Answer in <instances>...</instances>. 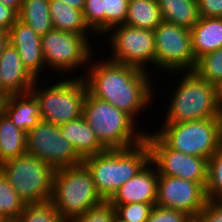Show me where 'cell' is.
Returning <instances> with one entry per match:
<instances>
[{"label":"cell","instance_id":"6da1fadb","mask_svg":"<svg viewBox=\"0 0 222 222\" xmlns=\"http://www.w3.org/2000/svg\"><path fill=\"white\" fill-rule=\"evenodd\" d=\"M89 65H91L87 67L89 71L80 77L84 79L91 96L111 103L117 109L125 111L135 121L139 111L151 104L155 92L148 71L109 59Z\"/></svg>","mask_w":222,"mask_h":222},{"label":"cell","instance_id":"7a4b0ae2","mask_svg":"<svg viewBox=\"0 0 222 222\" xmlns=\"http://www.w3.org/2000/svg\"><path fill=\"white\" fill-rule=\"evenodd\" d=\"M150 161V148L141 143L124 149H106L83 159L92 174L97 193L108 201L114 193L133 178Z\"/></svg>","mask_w":222,"mask_h":222},{"label":"cell","instance_id":"3957f363","mask_svg":"<svg viewBox=\"0 0 222 222\" xmlns=\"http://www.w3.org/2000/svg\"><path fill=\"white\" fill-rule=\"evenodd\" d=\"M83 116L106 149L129 148L145 140L146 133L137 130L136 121L129 114L88 92Z\"/></svg>","mask_w":222,"mask_h":222},{"label":"cell","instance_id":"277c9868","mask_svg":"<svg viewBox=\"0 0 222 222\" xmlns=\"http://www.w3.org/2000/svg\"><path fill=\"white\" fill-rule=\"evenodd\" d=\"M182 77L178 86H174V96H170V106L167 108L164 123L222 117L216 102V86L199 77L194 71L187 70Z\"/></svg>","mask_w":222,"mask_h":222},{"label":"cell","instance_id":"5b68a950","mask_svg":"<svg viewBox=\"0 0 222 222\" xmlns=\"http://www.w3.org/2000/svg\"><path fill=\"white\" fill-rule=\"evenodd\" d=\"M51 200L65 222H70L104 201L97 193L92 174L84 164L55 171Z\"/></svg>","mask_w":222,"mask_h":222},{"label":"cell","instance_id":"8992f818","mask_svg":"<svg viewBox=\"0 0 222 222\" xmlns=\"http://www.w3.org/2000/svg\"><path fill=\"white\" fill-rule=\"evenodd\" d=\"M163 125L155 133L171 149L184 154L209 160L222 146V117Z\"/></svg>","mask_w":222,"mask_h":222},{"label":"cell","instance_id":"52a82bcc","mask_svg":"<svg viewBox=\"0 0 222 222\" xmlns=\"http://www.w3.org/2000/svg\"><path fill=\"white\" fill-rule=\"evenodd\" d=\"M0 171L25 204L52 198L56 170L45 161L25 153L3 162Z\"/></svg>","mask_w":222,"mask_h":222},{"label":"cell","instance_id":"ba28073f","mask_svg":"<svg viewBox=\"0 0 222 222\" xmlns=\"http://www.w3.org/2000/svg\"><path fill=\"white\" fill-rule=\"evenodd\" d=\"M34 82L30 92L39 102L42 120L61 125L83 116V105L87 87L82 77L61 80L53 85L36 86ZM41 88H44L43 90Z\"/></svg>","mask_w":222,"mask_h":222},{"label":"cell","instance_id":"9c48e42d","mask_svg":"<svg viewBox=\"0 0 222 222\" xmlns=\"http://www.w3.org/2000/svg\"><path fill=\"white\" fill-rule=\"evenodd\" d=\"M26 148L28 154L55 170L83 164V158L73 144L62 136L59 125L43 120L26 133Z\"/></svg>","mask_w":222,"mask_h":222},{"label":"cell","instance_id":"30bf717a","mask_svg":"<svg viewBox=\"0 0 222 222\" xmlns=\"http://www.w3.org/2000/svg\"><path fill=\"white\" fill-rule=\"evenodd\" d=\"M89 42L88 35L53 28L41 36V47L46 67L48 65L51 70L55 69L63 71V73L64 71L70 73L76 68L86 67L85 64H89L90 59L94 56Z\"/></svg>","mask_w":222,"mask_h":222},{"label":"cell","instance_id":"8fae6325","mask_svg":"<svg viewBox=\"0 0 222 222\" xmlns=\"http://www.w3.org/2000/svg\"><path fill=\"white\" fill-rule=\"evenodd\" d=\"M153 31L155 67L171 71V74L194 70L197 60L192 51L190 29L163 21Z\"/></svg>","mask_w":222,"mask_h":222},{"label":"cell","instance_id":"7c38bea8","mask_svg":"<svg viewBox=\"0 0 222 222\" xmlns=\"http://www.w3.org/2000/svg\"><path fill=\"white\" fill-rule=\"evenodd\" d=\"M150 148V161L157 168L159 175L178 177L200 183L204 188L207 184L208 160L184 154L171 149L156 133L145 134Z\"/></svg>","mask_w":222,"mask_h":222},{"label":"cell","instance_id":"4fadbf2b","mask_svg":"<svg viewBox=\"0 0 222 222\" xmlns=\"http://www.w3.org/2000/svg\"><path fill=\"white\" fill-rule=\"evenodd\" d=\"M113 29V31H112ZM113 62L148 71L145 65L155 64V35L150 29L130 27L125 24L112 27L108 33Z\"/></svg>","mask_w":222,"mask_h":222},{"label":"cell","instance_id":"5bb4252c","mask_svg":"<svg viewBox=\"0 0 222 222\" xmlns=\"http://www.w3.org/2000/svg\"><path fill=\"white\" fill-rule=\"evenodd\" d=\"M207 200L206 189L200 183L158 174L157 206L181 210L194 219Z\"/></svg>","mask_w":222,"mask_h":222},{"label":"cell","instance_id":"9a60e30c","mask_svg":"<svg viewBox=\"0 0 222 222\" xmlns=\"http://www.w3.org/2000/svg\"><path fill=\"white\" fill-rule=\"evenodd\" d=\"M154 167L149 161L133 178L121 185L108 201L113 206L136 202L156 203L158 171Z\"/></svg>","mask_w":222,"mask_h":222},{"label":"cell","instance_id":"2e32d148","mask_svg":"<svg viewBox=\"0 0 222 222\" xmlns=\"http://www.w3.org/2000/svg\"><path fill=\"white\" fill-rule=\"evenodd\" d=\"M9 43L14 46L24 67L38 79L45 66L41 47V36L26 24L17 20L9 29Z\"/></svg>","mask_w":222,"mask_h":222},{"label":"cell","instance_id":"e0dca14e","mask_svg":"<svg viewBox=\"0 0 222 222\" xmlns=\"http://www.w3.org/2000/svg\"><path fill=\"white\" fill-rule=\"evenodd\" d=\"M2 100L11 94L29 93L36 79L24 67L14 46L10 43L0 56Z\"/></svg>","mask_w":222,"mask_h":222},{"label":"cell","instance_id":"ac0fdd59","mask_svg":"<svg viewBox=\"0 0 222 222\" xmlns=\"http://www.w3.org/2000/svg\"><path fill=\"white\" fill-rule=\"evenodd\" d=\"M1 110L26 133L42 120L39 102L31 92L8 95L1 101Z\"/></svg>","mask_w":222,"mask_h":222},{"label":"cell","instance_id":"d6986e66","mask_svg":"<svg viewBox=\"0 0 222 222\" xmlns=\"http://www.w3.org/2000/svg\"><path fill=\"white\" fill-rule=\"evenodd\" d=\"M62 136L72 143L76 152L84 159L91 155L100 154L106 148L96 138L84 116L61 124Z\"/></svg>","mask_w":222,"mask_h":222},{"label":"cell","instance_id":"ffe728a7","mask_svg":"<svg viewBox=\"0 0 222 222\" xmlns=\"http://www.w3.org/2000/svg\"><path fill=\"white\" fill-rule=\"evenodd\" d=\"M190 31L196 60L206 53L222 48V18L200 17Z\"/></svg>","mask_w":222,"mask_h":222},{"label":"cell","instance_id":"44dd1931","mask_svg":"<svg viewBox=\"0 0 222 222\" xmlns=\"http://www.w3.org/2000/svg\"><path fill=\"white\" fill-rule=\"evenodd\" d=\"M25 153H27L26 132L16 127L0 110V165Z\"/></svg>","mask_w":222,"mask_h":222},{"label":"cell","instance_id":"7402d4cb","mask_svg":"<svg viewBox=\"0 0 222 222\" xmlns=\"http://www.w3.org/2000/svg\"><path fill=\"white\" fill-rule=\"evenodd\" d=\"M49 12L54 29L81 35L90 34L82 10L70 7L60 0H50Z\"/></svg>","mask_w":222,"mask_h":222},{"label":"cell","instance_id":"603a6c76","mask_svg":"<svg viewBox=\"0 0 222 222\" xmlns=\"http://www.w3.org/2000/svg\"><path fill=\"white\" fill-rule=\"evenodd\" d=\"M165 22L191 29L200 19L197 0H158Z\"/></svg>","mask_w":222,"mask_h":222},{"label":"cell","instance_id":"cb8c5ba5","mask_svg":"<svg viewBox=\"0 0 222 222\" xmlns=\"http://www.w3.org/2000/svg\"><path fill=\"white\" fill-rule=\"evenodd\" d=\"M162 22L158 0H129L125 25L154 30Z\"/></svg>","mask_w":222,"mask_h":222},{"label":"cell","instance_id":"d4e9b609","mask_svg":"<svg viewBox=\"0 0 222 222\" xmlns=\"http://www.w3.org/2000/svg\"><path fill=\"white\" fill-rule=\"evenodd\" d=\"M49 2L50 0H23L18 20L43 36L53 29Z\"/></svg>","mask_w":222,"mask_h":222},{"label":"cell","instance_id":"484cf974","mask_svg":"<svg viewBox=\"0 0 222 222\" xmlns=\"http://www.w3.org/2000/svg\"><path fill=\"white\" fill-rule=\"evenodd\" d=\"M26 204L0 171V215L5 220H17Z\"/></svg>","mask_w":222,"mask_h":222},{"label":"cell","instance_id":"4316f807","mask_svg":"<svg viewBox=\"0 0 222 222\" xmlns=\"http://www.w3.org/2000/svg\"><path fill=\"white\" fill-rule=\"evenodd\" d=\"M199 77L217 86L222 82V48L197 59L193 70Z\"/></svg>","mask_w":222,"mask_h":222},{"label":"cell","instance_id":"83f0119b","mask_svg":"<svg viewBox=\"0 0 222 222\" xmlns=\"http://www.w3.org/2000/svg\"><path fill=\"white\" fill-rule=\"evenodd\" d=\"M17 220L18 222H65L59 215L51 199L26 204Z\"/></svg>","mask_w":222,"mask_h":222},{"label":"cell","instance_id":"f1b7e54d","mask_svg":"<svg viewBox=\"0 0 222 222\" xmlns=\"http://www.w3.org/2000/svg\"><path fill=\"white\" fill-rule=\"evenodd\" d=\"M205 189L208 200H222V146L208 160Z\"/></svg>","mask_w":222,"mask_h":222},{"label":"cell","instance_id":"f546056e","mask_svg":"<svg viewBox=\"0 0 222 222\" xmlns=\"http://www.w3.org/2000/svg\"><path fill=\"white\" fill-rule=\"evenodd\" d=\"M129 0H101V13H105V32L125 23Z\"/></svg>","mask_w":222,"mask_h":222},{"label":"cell","instance_id":"4dcf8cb0","mask_svg":"<svg viewBox=\"0 0 222 222\" xmlns=\"http://www.w3.org/2000/svg\"><path fill=\"white\" fill-rule=\"evenodd\" d=\"M156 203H128L115 208V215L125 222H146Z\"/></svg>","mask_w":222,"mask_h":222},{"label":"cell","instance_id":"1f68e13d","mask_svg":"<svg viewBox=\"0 0 222 222\" xmlns=\"http://www.w3.org/2000/svg\"><path fill=\"white\" fill-rule=\"evenodd\" d=\"M83 18L92 33H105V13H101V0H86ZM92 30V31H91ZM100 33V34H99Z\"/></svg>","mask_w":222,"mask_h":222},{"label":"cell","instance_id":"d6a6232c","mask_svg":"<svg viewBox=\"0 0 222 222\" xmlns=\"http://www.w3.org/2000/svg\"><path fill=\"white\" fill-rule=\"evenodd\" d=\"M115 208L109 201L87 210L82 215L73 218L70 222H113Z\"/></svg>","mask_w":222,"mask_h":222},{"label":"cell","instance_id":"836d02e7","mask_svg":"<svg viewBox=\"0 0 222 222\" xmlns=\"http://www.w3.org/2000/svg\"><path fill=\"white\" fill-rule=\"evenodd\" d=\"M146 222H193V218L181 210L168 209L155 205Z\"/></svg>","mask_w":222,"mask_h":222},{"label":"cell","instance_id":"e575fe53","mask_svg":"<svg viewBox=\"0 0 222 222\" xmlns=\"http://www.w3.org/2000/svg\"><path fill=\"white\" fill-rule=\"evenodd\" d=\"M193 222H222V200H207Z\"/></svg>","mask_w":222,"mask_h":222},{"label":"cell","instance_id":"d590c367","mask_svg":"<svg viewBox=\"0 0 222 222\" xmlns=\"http://www.w3.org/2000/svg\"><path fill=\"white\" fill-rule=\"evenodd\" d=\"M200 17L222 18V0H197Z\"/></svg>","mask_w":222,"mask_h":222},{"label":"cell","instance_id":"8d00e7d4","mask_svg":"<svg viewBox=\"0 0 222 222\" xmlns=\"http://www.w3.org/2000/svg\"><path fill=\"white\" fill-rule=\"evenodd\" d=\"M18 20V13L0 1V29L8 32Z\"/></svg>","mask_w":222,"mask_h":222},{"label":"cell","instance_id":"74e56055","mask_svg":"<svg viewBox=\"0 0 222 222\" xmlns=\"http://www.w3.org/2000/svg\"><path fill=\"white\" fill-rule=\"evenodd\" d=\"M9 45V33L0 29V56Z\"/></svg>","mask_w":222,"mask_h":222},{"label":"cell","instance_id":"f35d334b","mask_svg":"<svg viewBox=\"0 0 222 222\" xmlns=\"http://www.w3.org/2000/svg\"><path fill=\"white\" fill-rule=\"evenodd\" d=\"M4 5L14 9L17 13L20 12L23 0H0Z\"/></svg>","mask_w":222,"mask_h":222},{"label":"cell","instance_id":"ab89813d","mask_svg":"<svg viewBox=\"0 0 222 222\" xmlns=\"http://www.w3.org/2000/svg\"><path fill=\"white\" fill-rule=\"evenodd\" d=\"M60 1L64 2L66 5H69L70 7L83 11L86 0H60Z\"/></svg>","mask_w":222,"mask_h":222},{"label":"cell","instance_id":"60d3db41","mask_svg":"<svg viewBox=\"0 0 222 222\" xmlns=\"http://www.w3.org/2000/svg\"><path fill=\"white\" fill-rule=\"evenodd\" d=\"M216 102L220 112L222 113V82L216 86Z\"/></svg>","mask_w":222,"mask_h":222},{"label":"cell","instance_id":"b9f144b4","mask_svg":"<svg viewBox=\"0 0 222 222\" xmlns=\"http://www.w3.org/2000/svg\"><path fill=\"white\" fill-rule=\"evenodd\" d=\"M113 222H125L123 220H121L120 218H118L116 215L113 218Z\"/></svg>","mask_w":222,"mask_h":222},{"label":"cell","instance_id":"7bdbcfd3","mask_svg":"<svg viewBox=\"0 0 222 222\" xmlns=\"http://www.w3.org/2000/svg\"><path fill=\"white\" fill-rule=\"evenodd\" d=\"M0 99L2 100V83H1V79H0Z\"/></svg>","mask_w":222,"mask_h":222},{"label":"cell","instance_id":"ee69618b","mask_svg":"<svg viewBox=\"0 0 222 222\" xmlns=\"http://www.w3.org/2000/svg\"><path fill=\"white\" fill-rule=\"evenodd\" d=\"M5 222H18V220H5Z\"/></svg>","mask_w":222,"mask_h":222},{"label":"cell","instance_id":"f6af8a7d","mask_svg":"<svg viewBox=\"0 0 222 222\" xmlns=\"http://www.w3.org/2000/svg\"><path fill=\"white\" fill-rule=\"evenodd\" d=\"M0 222H5V219L0 215Z\"/></svg>","mask_w":222,"mask_h":222}]
</instances>
